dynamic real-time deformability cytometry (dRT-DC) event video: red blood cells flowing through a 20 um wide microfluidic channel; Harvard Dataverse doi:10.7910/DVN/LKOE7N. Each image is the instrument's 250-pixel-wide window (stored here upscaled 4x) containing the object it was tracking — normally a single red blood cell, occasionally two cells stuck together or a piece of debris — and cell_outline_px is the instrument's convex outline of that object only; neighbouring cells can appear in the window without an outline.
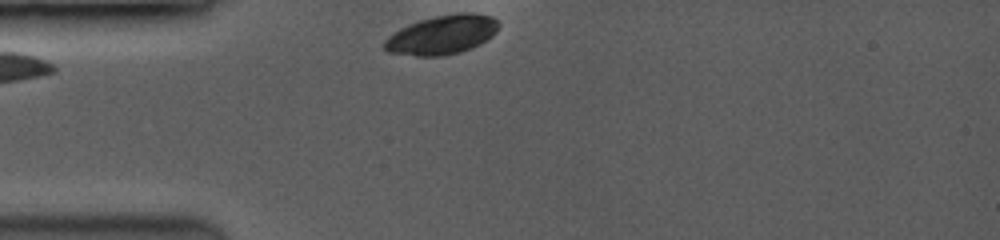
{"species": "common noctule bat (a hibernating species)", "species_latin": "Nyctalus noctula", "temperature_condition": "room temperature", "stored_images_in_passage": 2, "segment_of_instrument_passage": [2, 2], "camera_frame_rate_fps": 3500, "um_per_image_px": 0.085, "animal": {"sex": "female", "body_mass_g": 19.0, "forearm_length_mm": 53.3}, "frame": {"image": 1, "passage_image": 2, "time_ms": 0.857, "image_size_px": [1000, 240], "cell_outline_px": [[500, 24], [496, 32], [492, 36], [468, 48], [456, 52], [440, 56], [416, 56], [388, 52], [384, 48], [384, 40], [388, 36], [400, 28], [408, 24], [420, 20], [436, 16], [464, 12], [488, 16], [496, 20]], "centroid_in_image_um": [37.52, 2.95], "position_along_channel_um": 47.5, "area_um2": 25.43}}